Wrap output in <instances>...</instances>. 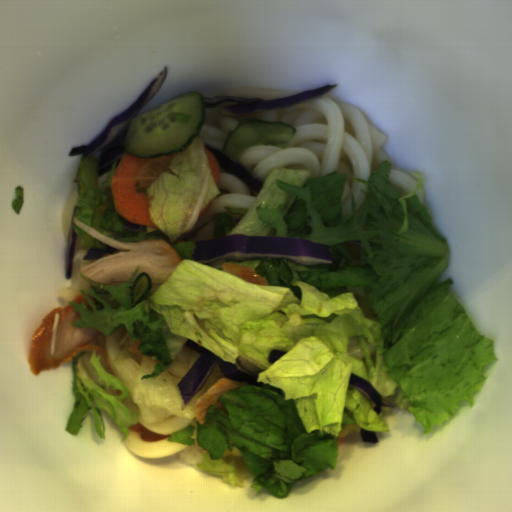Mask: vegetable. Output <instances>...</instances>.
Returning a JSON list of instances; mask_svg holds the SVG:
<instances>
[{
    "instance_id": "4",
    "label": "vegetable",
    "mask_w": 512,
    "mask_h": 512,
    "mask_svg": "<svg viewBox=\"0 0 512 512\" xmlns=\"http://www.w3.org/2000/svg\"><path fill=\"white\" fill-rule=\"evenodd\" d=\"M14 197L15 199L11 202V209H13L16 215L19 216L24 203V188L21 185L15 187Z\"/></svg>"
},
{
    "instance_id": "2",
    "label": "vegetable",
    "mask_w": 512,
    "mask_h": 512,
    "mask_svg": "<svg viewBox=\"0 0 512 512\" xmlns=\"http://www.w3.org/2000/svg\"><path fill=\"white\" fill-rule=\"evenodd\" d=\"M73 230L79 236L80 246H85L90 249H104L107 250L106 244L92 237L73 222Z\"/></svg>"
},
{
    "instance_id": "3",
    "label": "vegetable",
    "mask_w": 512,
    "mask_h": 512,
    "mask_svg": "<svg viewBox=\"0 0 512 512\" xmlns=\"http://www.w3.org/2000/svg\"><path fill=\"white\" fill-rule=\"evenodd\" d=\"M220 191L213 179V176H212V173L210 171V176H209V181H208V185H207V193L204 197V200H203V203L201 205V209H200V212L204 210V208L209 204L211 203L213 200H215L219 195H220Z\"/></svg>"
},
{
    "instance_id": "1",
    "label": "vegetable",
    "mask_w": 512,
    "mask_h": 512,
    "mask_svg": "<svg viewBox=\"0 0 512 512\" xmlns=\"http://www.w3.org/2000/svg\"><path fill=\"white\" fill-rule=\"evenodd\" d=\"M119 162L99 177L100 159L81 153L75 217L124 244L166 240L182 260L138 303L132 302L131 281L139 266L122 284H101L79 273L108 294L80 289L91 309L84 300L69 301L79 314L71 323L106 335L110 366L91 348L73 356V408L64 432L79 434L91 410L95 431L104 439V410L123 442L129 427L139 423V413L123 404L126 398L197 418L196 400L225 376L216 363L184 405L177 387L182 380L166 370L188 339L224 362L238 361L261 386L248 383L223 393L217 400L226 412L211 404L204 423L197 420L167 440L198 446V469L237 487L251 479L252 490L277 499L300 481L336 469L343 438L362 429L390 433L384 413L408 409L425 437L460 401L475 406L489 380L486 367L499 359L493 338L475 327L451 293L452 278L437 282L450 256L445 236L418 199L419 192L425 194L418 172L408 171L417 181L406 196L389 180L388 160L379 162L368 180L351 175L366 185L357 217L353 192L350 213L341 214L345 173L312 177L311 170L271 169L251 207L225 206L214 215L212 239L231 234L306 239L330 246L333 264L305 266L284 257L198 263L192 258L194 242L176 241L193 218L210 170L203 140L196 137L178 152L147 187L155 227H125L130 221L117 211L112 193ZM227 261L251 266L270 285L226 273L221 265ZM129 336L141 340L140 365L128 352ZM355 336L363 360L347 353ZM366 341L375 345V357ZM273 349L288 352L271 364ZM351 373L369 380L394 407L383 406L378 416L374 403L349 385Z\"/></svg>"
}]
</instances>
